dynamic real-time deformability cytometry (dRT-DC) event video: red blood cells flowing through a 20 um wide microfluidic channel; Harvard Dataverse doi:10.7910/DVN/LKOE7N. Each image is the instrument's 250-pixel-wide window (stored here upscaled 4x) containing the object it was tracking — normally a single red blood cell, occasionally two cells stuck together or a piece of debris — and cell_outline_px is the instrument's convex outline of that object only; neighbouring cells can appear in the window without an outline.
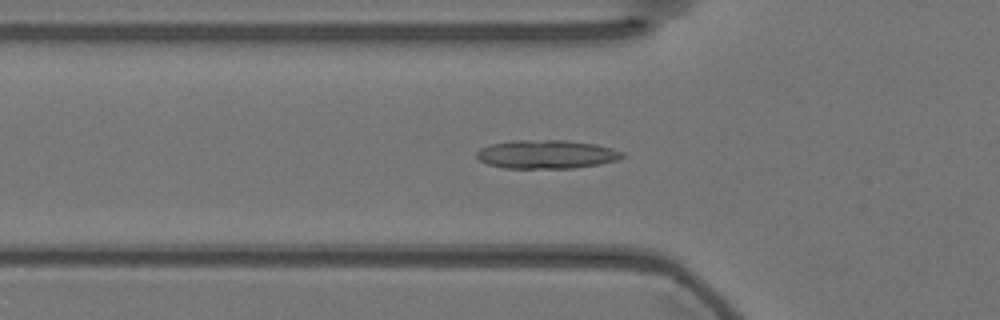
{"species": "Egyptian fruit bat (a non-hibernating species)", "species_latin": "Rousettus aegyptiacus", "temperature_condition": "warm", "stored_images_in_passage": 55, "camera_frame_rate_fps": 3000, "um_per_image_px": 0.085, "animal": {"sex": "female"}, "frame": {"image": 1, "passage_image": 17, "time_ms": 5.333, "image_size_px": [1000, 320], "cell_outline_px": [[624, 156], [616, 160], [600, 164], [572, 168], [504, 168], [488, 164], [480, 160], [476, 156], [476, 152], [480, 148], [492, 144], [512, 140], [564, 140], [596, 144], [612, 148], [624, 152]], "centroid_in_image_um": [46.45, 13.11], "position_along_channel_um": 79.3, "area_um2": 24.28}}
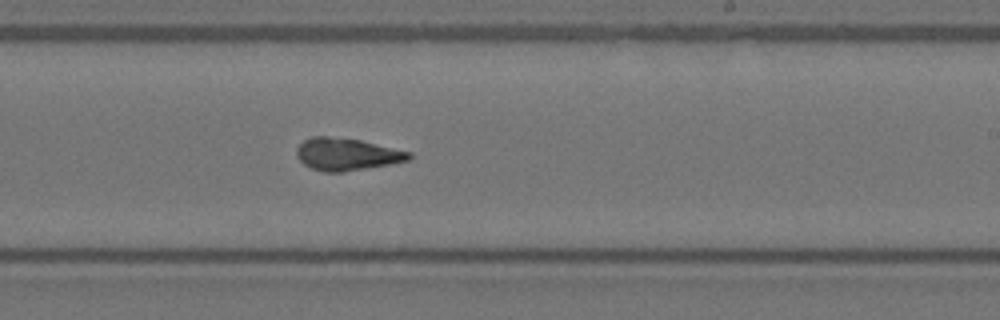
{"frame": {"image": 2, "passage_image": 32, "time_ms": 10.333, "image_size_px": [1000, 320], "cell_outline_px": [[412, 156], [408, 160], [392, 164], [344, 172], [324, 172], [312, 168], [304, 164], [296, 156], [296, 148], [304, 140], [312, 136], [328, 136], [360, 140], [412, 152]], "centroid_in_image_um": [29.48, 13.11], "position_along_channel_um": 259.5, "area_um2": 21.21}}
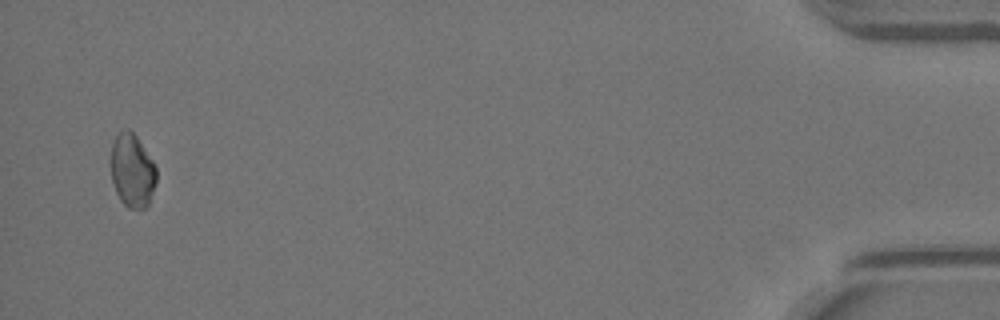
{"frame": {"image": 3, "passage_image": 53, "time_ms": 17.333, "image_size_px": [1000, 320], "cell_outline_px": [[156, 184], [148, 204], [144, 208], [128, 208], [120, 200], [116, 192], [112, 180], [112, 144], [116, 136], [124, 128], [128, 128], [136, 136], [152, 160], [156, 168]], "centroid_in_image_um": [11.25, 14.51], "position_along_channel_um": 424.0, "area_um2": 19.19}, "authors_computed_cell_mechanics": {"area_um2": 21.2126, "velocity_mm_per_s": 3.587, "shape_relaxation_time_tau1_ms": null, "shape_relaxation_time_tau2_ms": 2.007, "deformation_change_tau1": null, "deformation_change_tau2": 0.0936}}